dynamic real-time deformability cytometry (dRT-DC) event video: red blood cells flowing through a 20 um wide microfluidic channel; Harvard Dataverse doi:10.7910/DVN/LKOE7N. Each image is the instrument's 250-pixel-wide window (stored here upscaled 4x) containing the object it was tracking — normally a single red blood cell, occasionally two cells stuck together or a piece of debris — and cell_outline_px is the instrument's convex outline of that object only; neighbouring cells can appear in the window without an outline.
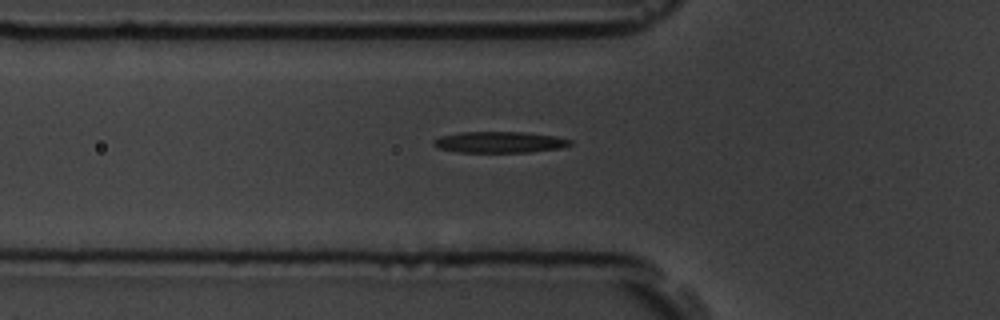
{"species": "common noctule bat (a hibernating species)", "species_latin": "Nyctalus noctula", "temperature_condition": "room temperature", "stored_images_in_passage": 44, "camera_frame_rate_fps": 3000, "um_per_image_px": 0.085, "animal": {"sex": "male", "body_mass_g": 19.5, "forearm_length_mm": 54.6}, "frame": {"image": 1, "passage_image": 7, "time_ms": 2.0, "image_size_px": [1000, 320], "cell_outline_px": [[572, 144], [560, 148], [528, 152], [460, 152], [436, 148], [432, 144], [432, 140], [440, 136], [460, 132], [524, 132], [556, 136], [572, 140]], "centroid_in_image_um": [42.43, 12.08], "position_along_channel_um": 83.4, "area_um2": 16.94}}
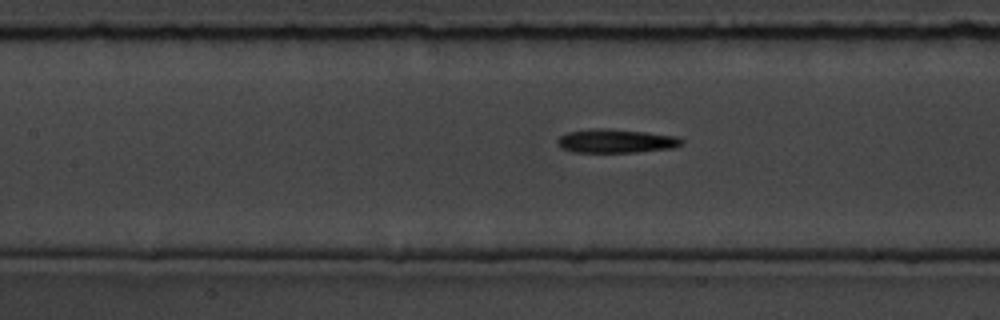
{"frame": {"image": 2, "passage_image": 13, "time_ms": 4.0, "image_size_px": [1000, 320], "cell_outline_px": [[684, 144], [672, 148], [636, 152], [572, 152], [560, 148], [556, 144], [556, 140], [560, 136], [568, 132], [592, 128], [604, 128], [644, 132], [676, 136], [684, 140]], "centroid_in_image_um": [52.32, 11.99], "position_along_channel_um": 155.1, "area_um2": 17.28}}
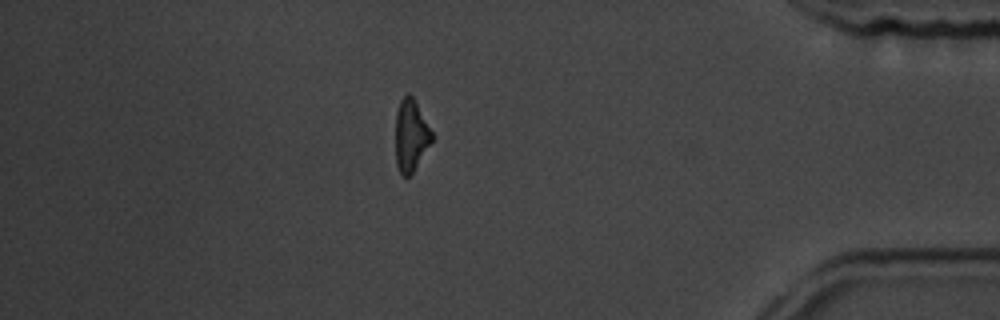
{"frame": {"image": 3, "passage_image": 37, "time_ms": 12.0, "image_size_px": [1000, 320], "cell_outline_px": [[432, 140], [412, 172], [408, 176], [404, 176], [400, 172], [396, 164], [396, 112], [400, 100], [408, 92], [412, 96], [432, 132]], "centroid_in_image_um": [34.9, 11.48], "position_along_channel_um": 400.3, "area_um2": 14.74}, "authors_computed_cell_mechanics": {"area_um2": 16.9065, "velocity_mm_per_s": 3.5525, "shape_relaxation_time_tau1_ms": 3.9232, "shape_relaxation_time_tau2_ms": 3.3739, "deformation_change_tau1": 0.149, "deformation_change_tau2": 0.1535}}